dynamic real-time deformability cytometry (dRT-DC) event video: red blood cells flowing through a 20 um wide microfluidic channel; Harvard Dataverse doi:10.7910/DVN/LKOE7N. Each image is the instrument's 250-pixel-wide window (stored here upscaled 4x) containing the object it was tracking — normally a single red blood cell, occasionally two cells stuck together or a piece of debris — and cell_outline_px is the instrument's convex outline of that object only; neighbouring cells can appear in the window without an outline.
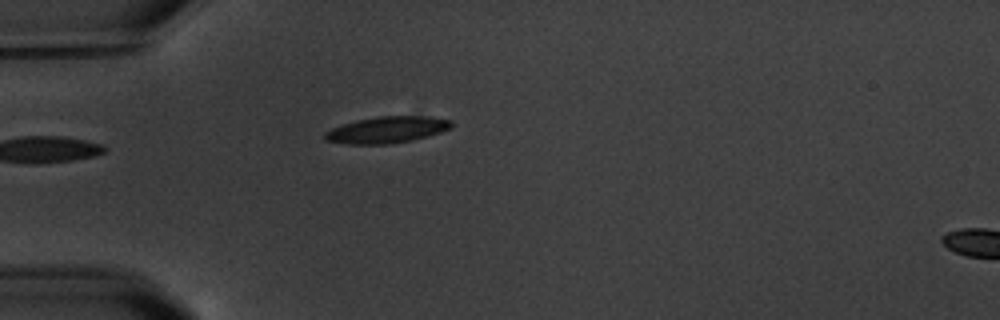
{"species": "common noctule bat (a hibernating species)", "species_latin": "Nyctalus noctula", "temperature_condition": "warm", "stored_images_in_passage": 3, "segment_of_instrument_passage": [1, 2], "camera_frame_rate_fps": 3000, "um_per_image_px": 0.085, "animal": {"sex": "male", "body_mass_g": 20.1, "forearm_length_mm": 53.5}, "frame": {"image": 1, "passage_image": 2, "time_ms": 1.333, "image_size_px": [1000, 320], "cell_outline_px": [[452, 128], [428, 136], [412, 140], [392, 144], [348, 144], [324, 140], [324, 132], [332, 128], [356, 120], [376, 116], [432, 116], [452, 120]], "centroid_in_image_um": [32.91, 11.03], "position_along_channel_um": 52.1, "area_um2": 19.71}}